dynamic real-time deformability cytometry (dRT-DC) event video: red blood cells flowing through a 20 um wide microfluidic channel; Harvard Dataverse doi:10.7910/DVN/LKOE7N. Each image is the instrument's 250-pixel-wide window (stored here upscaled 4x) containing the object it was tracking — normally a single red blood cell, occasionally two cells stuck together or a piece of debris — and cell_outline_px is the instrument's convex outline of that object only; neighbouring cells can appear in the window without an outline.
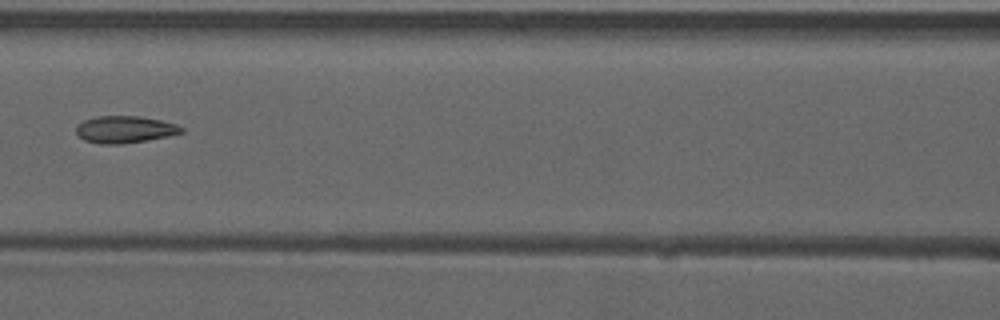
{"species": "common noctule bat (a hibernating species)", "species_latin": "Nyctalus noctula", "temperature_condition": "warm", "stored_images_in_passage": 9, "camera_frame_rate_fps": 3000, "um_per_image_px": 0.085, "animal": {"sex": "male", "forearm_length_mm": 52.5}, "frame": {"image": 1, "passage_image": 7, "time_ms": 2.0, "image_size_px": [1000, 320], "cell_outline_px": [[184, 132], [168, 136], [148, 140], [120, 144], [100, 144], [84, 140], [76, 132], [76, 124], [84, 120], [96, 116], [140, 116], [160, 120], [176, 124], [184, 128]], "centroid_in_image_um": [10.6, 11.0], "position_along_channel_um": 156.0, "area_um2": 16.65}}
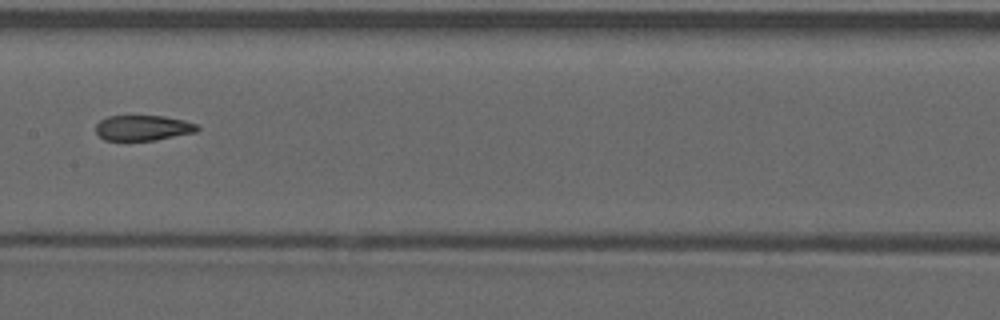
{"frame": {"image": 2, "passage_image": 8, "time_ms": 2.333, "image_size_px": [1000, 320], "cell_outline_px": [[200, 128], [196, 132], [156, 140], [104, 140], [96, 132], [96, 124], [100, 120], [108, 116], [164, 116], [184, 120], [196, 124]], "centroid_in_image_um": [12.16, 10.87], "position_along_channel_um": 195.2, "area_um2": 14.97}}
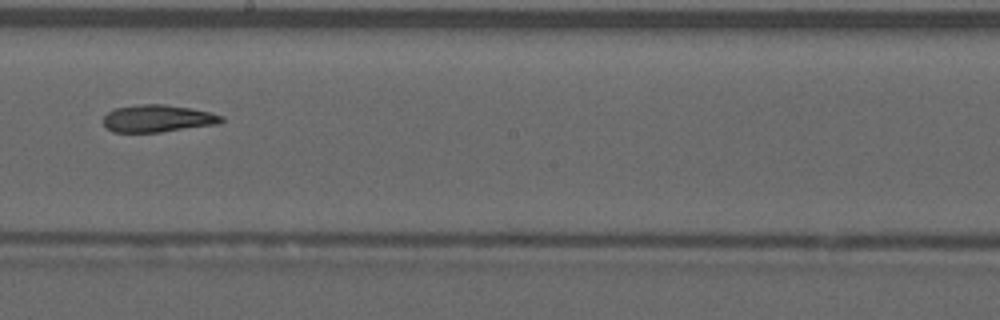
{"frame": {"image": 3, "passage_image": 9, "time_ms": 2.667, "image_size_px": [1000, 320], "cell_outline_px": [[224, 120], [220, 124], [160, 132], [112, 132], [104, 128], [104, 116], [108, 112], [116, 108], [136, 104], [164, 104], [192, 108], [212, 112], [224, 116]], "centroid_in_image_um": [13.43, 10.07], "position_along_channel_um": 234.8, "area_um2": 19.07}}